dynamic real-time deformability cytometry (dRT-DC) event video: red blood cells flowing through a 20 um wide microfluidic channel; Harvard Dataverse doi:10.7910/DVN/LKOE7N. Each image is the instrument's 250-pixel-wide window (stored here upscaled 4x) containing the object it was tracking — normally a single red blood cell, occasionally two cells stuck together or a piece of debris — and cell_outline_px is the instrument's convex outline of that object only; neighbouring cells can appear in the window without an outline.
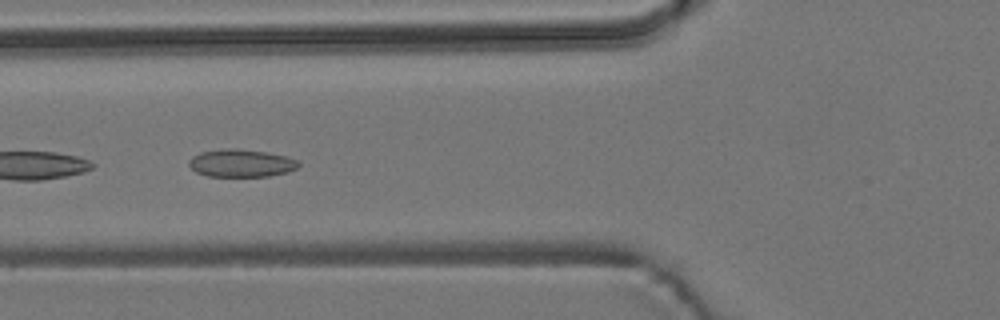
{"species": "common noctule bat (a hibernating species)", "species_latin": "Nyctalus noctula", "temperature_condition": "room temperature", "stored_images_in_passage": 7, "camera_frame_rate_fps": 3000, "um_per_image_px": 0.085, "animal": {"sex": "male", "body_mass_g": 19.2, "forearm_length_mm": 51.8}, "frame": {"image": 1, "passage_image": 5, "time_ms": 6.333, "image_size_px": [1000, 320], "cell_outline_px": [[300, 164], [296, 168], [288, 172], [268, 176], [208, 176], [196, 172], [188, 164], [188, 160], [192, 156], [200, 152], [228, 148], [236, 148], [268, 152], [288, 156], [296, 160]], "centroid_in_image_um": [20.49, 13.86], "position_along_channel_um": 105.3, "area_um2": 17.74}}
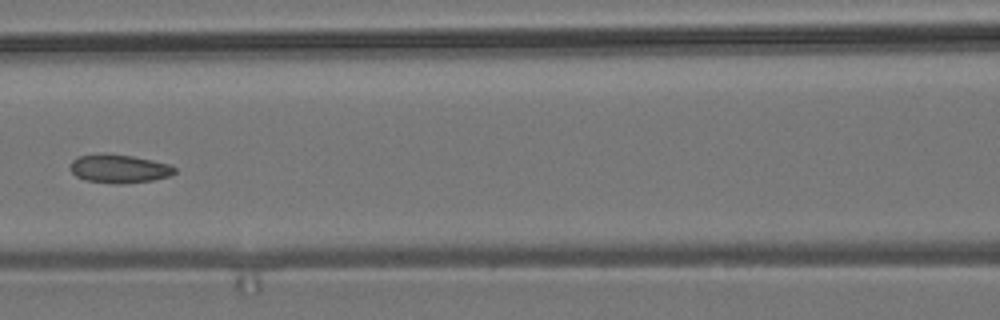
{"frame": {"image": 2, "passage_image": 6, "time_ms": 7.667, "image_size_px": [1000, 320], "cell_outline_px": [[176, 172], [168, 176], [152, 180], [120, 184], [116, 184], [84, 180], [76, 176], [72, 172], [72, 160], [76, 156], [104, 152], [132, 156], [172, 164], [176, 168]], "centroid_in_image_um": [10.12, 14.32], "position_along_channel_um": 156.5, "area_um2": 17.51}}
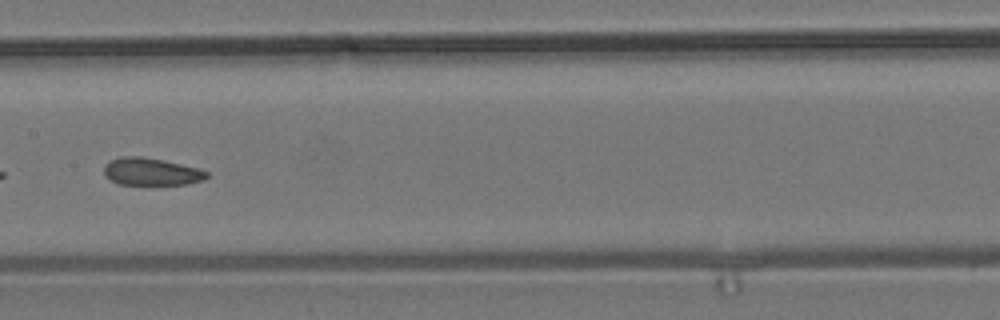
{"frame": {"image": 3, "passage_image": 7, "time_ms": 8.667, "image_size_px": [1000, 320], "cell_outline_px": [[208, 176], [204, 180], [188, 184], [120, 184], [104, 176], [104, 164], [108, 160], [120, 156], [140, 156], [164, 160], [196, 168], [208, 172]], "centroid_in_image_um": [12.81, 14.58], "position_along_channel_um": 194.6, "area_um2": 16.42}}